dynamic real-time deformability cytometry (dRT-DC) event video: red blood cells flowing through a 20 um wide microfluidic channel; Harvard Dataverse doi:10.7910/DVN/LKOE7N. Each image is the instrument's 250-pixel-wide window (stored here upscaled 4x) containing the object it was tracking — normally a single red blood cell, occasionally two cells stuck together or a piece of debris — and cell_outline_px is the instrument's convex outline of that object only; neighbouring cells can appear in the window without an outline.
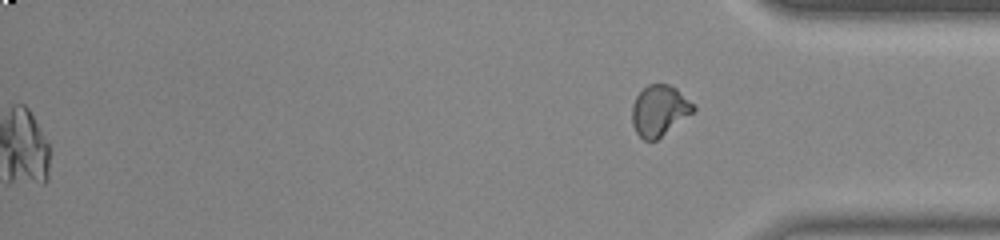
{"species": "common noctule bat (a hibernating species)", "species_latin": "Nyctalus noctula", "temperature_condition": "room temperature", "stored_images_in_passage": 55, "camera_frame_rate_fps": 3000, "um_per_image_px": 0.085, "animal": {"sex": "male", "body_mass_g": 20.0, "forearm_length_mm": 53.3}, "frame": {"image": 1, "passage_image": 55, "time_ms": 18.0, "image_size_px": [1000, 240], "cell_outline_px": [[696, 108], [692, 112], [656, 140], [644, 140], [636, 132], [632, 124], [632, 104], [636, 96], [648, 84], [668, 84], [676, 88], [696, 104]], "centroid_in_image_um": [56.04, 9.37], "position_along_channel_um": 379.2, "area_um2": 17.98}}